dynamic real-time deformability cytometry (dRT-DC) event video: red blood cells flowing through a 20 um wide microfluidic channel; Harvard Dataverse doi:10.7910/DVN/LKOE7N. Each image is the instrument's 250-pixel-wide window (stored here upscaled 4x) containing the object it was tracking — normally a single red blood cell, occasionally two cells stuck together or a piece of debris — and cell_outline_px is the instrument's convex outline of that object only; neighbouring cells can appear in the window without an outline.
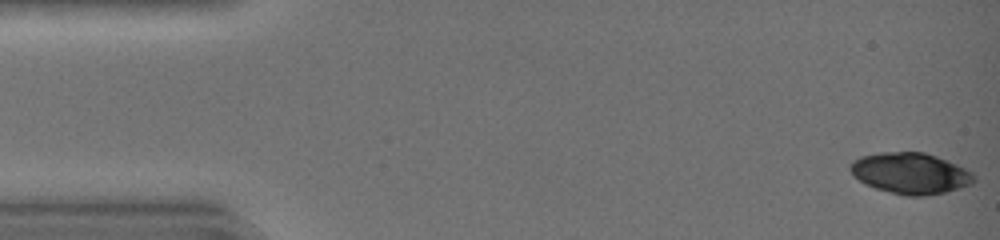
{"species": "common noctule bat (a hibernating species)", "species_latin": "Nyctalus noctula", "temperature_condition": "warm", "stored_images_in_passage": 43, "camera_frame_rate_fps": 3000, "um_per_image_px": 0.085, "animal": {"sex": "female", "body_mass_g": 19.0, "forearm_length_mm": 51.5}, "frame": {"image": 1, "passage_image": 1, "time_ms": 0.0, "image_size_px": [1000, 240], "cell_outline_px": [[976, 180], [972, 184], [960, 188], [928, 196], [904, 196], [876, 188], [864, 184], [852, 176], [848, 168], [848, 164], [852, 160], [860, 156], [880, 152], [924, 152], [936, 156], [956, 164], [972, 172], [976, 176]], "centroid_in_image_um": [77.35, 14.73], "position_along_channel_um": 7.7, "area_um2": 30.0}}
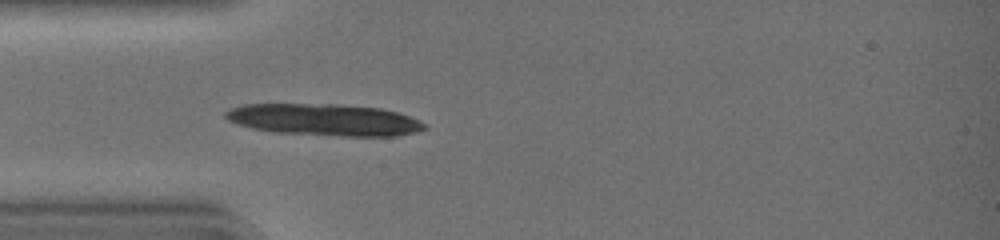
{"frame": {"image": 2, "passage_image": 13, "time_ms": 4.0, "image_size_px": [1000, 240], "cell_outline_px": [[428, 128], [416, 132], [396, 136], [344, 136], [276, 132], [252, 128], [236, 124], [228, 120], [224, 116], [224, 112], [232, 108], [244, 104], [336, 104], [380, 108], [396, 112], [420, 120]], "centroid_in_image_um": [27.56, 10.18], "position_along_channel_um": 57.4, "area_um2": 36.76}}